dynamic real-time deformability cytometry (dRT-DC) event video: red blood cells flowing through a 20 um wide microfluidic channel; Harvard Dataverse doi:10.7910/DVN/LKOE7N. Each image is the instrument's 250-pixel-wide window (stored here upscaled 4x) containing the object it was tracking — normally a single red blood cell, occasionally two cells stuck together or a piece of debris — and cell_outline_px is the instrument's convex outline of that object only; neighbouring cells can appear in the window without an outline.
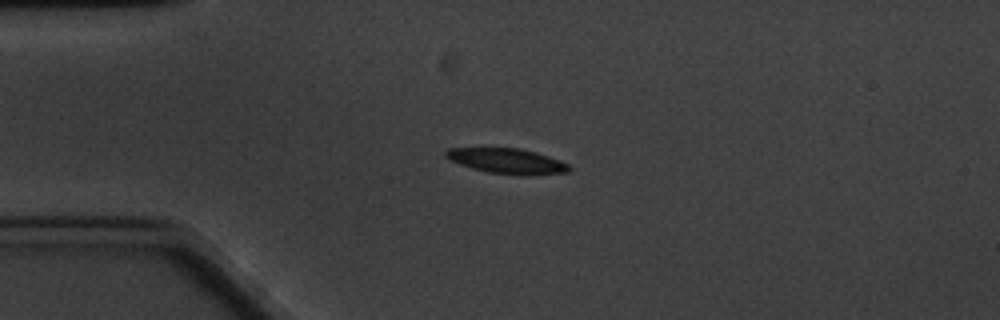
{"species": "common noctule bat (a hibernating species)", "species_latin": "Nyctalus noctula", "temperature_condition": "cold", "stored_images_in_passage": 5, "camera_frame_rate_fps": 3000, "um_per_image_px": 0.085, "animal": {"sex": "male", "body_mass_g": 20.1, "forearm_length_mm": 53.5}, "frame": {"image": 1, "passage_image": 4, "time_ms": 3.667, "image_size_px": [1000, 320], "cell_outline_px": [[572, 168], [568, 172], [528, 176], [488, 172], [472, 168], [460, 164], [444, 156], [444, 152], [448, 148], [520, 148], [536, 152], [560, 160], [568, 164]], "centroid_in_image_um": [43.13, 13.69], "position_along_channel_um": 41.9, "area_um2": 18.15}}